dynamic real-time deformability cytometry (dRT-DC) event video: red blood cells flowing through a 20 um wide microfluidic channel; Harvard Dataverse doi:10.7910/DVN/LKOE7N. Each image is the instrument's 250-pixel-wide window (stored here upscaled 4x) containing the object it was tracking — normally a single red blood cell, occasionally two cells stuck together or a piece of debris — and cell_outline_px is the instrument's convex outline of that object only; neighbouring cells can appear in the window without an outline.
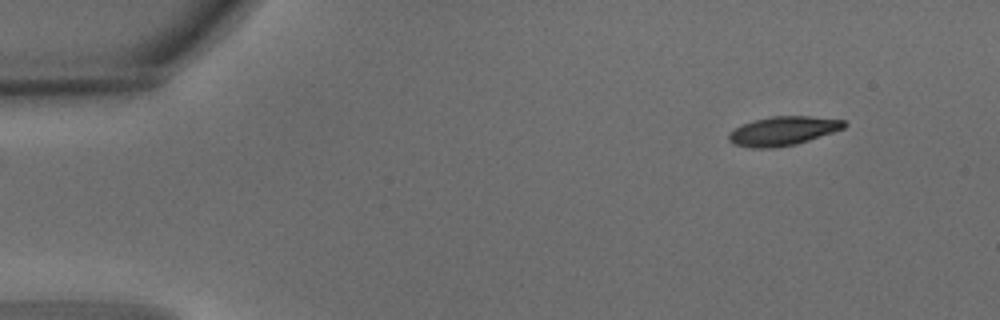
{"species": "common noctule bat (a hibernating species)", "species_latin": "Nyctalus noctula", "temperature_condition": "warm", "stored_images_in_passage": 4, "camera_frame_rate_fps": 3000, "um_per_image_px": 0.085, "animal": {"sex": "male", "body_mass_g": 15.6}, "frame": {"image": 1, "passage_image": 4, "time_ms": 1.0, "image_size_px": [1000, 320], "cell_outline_px": [[848, 124], [844, 128], [796, 144], [776, 148], [752, 148], [736, 144], [728, 140], [728, 132], [744, 124], [756, 120], [772, 116], [808, 116], [844, 120]], "centroid_in_image_um": [66.56, 11.13], "position_along_channel_um": 18.4, "area_um2": 19.25}}